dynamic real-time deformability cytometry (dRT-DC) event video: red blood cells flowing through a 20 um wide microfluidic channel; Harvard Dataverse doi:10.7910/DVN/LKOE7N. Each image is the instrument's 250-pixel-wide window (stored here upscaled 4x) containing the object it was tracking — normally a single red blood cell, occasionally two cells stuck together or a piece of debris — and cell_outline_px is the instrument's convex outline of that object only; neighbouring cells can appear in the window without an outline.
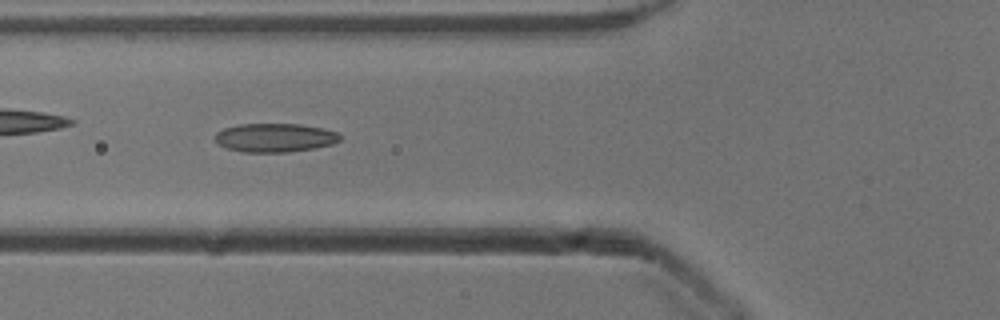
{"species": "common noctule bat (a hibernating species)", "species_latin": "Nyctalus noctula", "temperature_condition": "cold", "stored_images_in_passage": 43, "camera_frame_rate_fps": 3000, "um_per_image_px": 0.085, "animal": {"sex": "male", "body_mass_g": 13.3}, "frame": {"image": 1, "passage_image": 10, "time_ms": 3.0, "image_size_px": [1000, 320], "cell_outline_px": [[340, 140], [332, 144], [312, 148], [288, 152], [240, 152], [228, 148], [220, 144], [216, 140], [216, 132], [224, 128], [240, 124], [300, 124], [324, 128], [336, 132], [340, 136]], "centroid_in_image_um": [23.37, 11.7], "position_along_channel_um": 102.4, "area_um2": 20.75}}
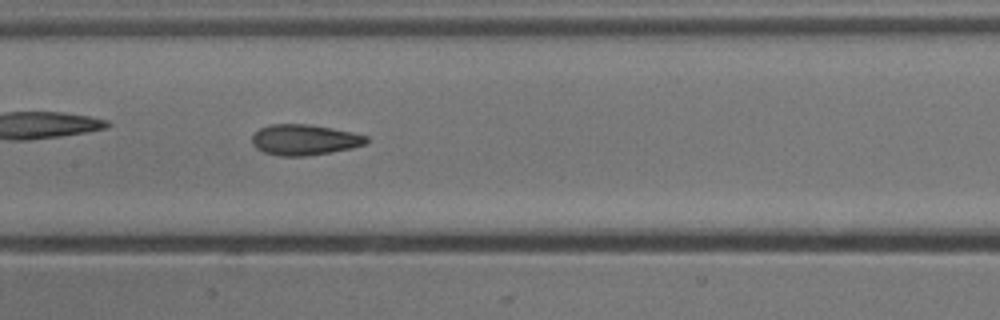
{"frame": {"image": 2, "passage_image": 16, "time_ms": 5.0, "image_size_px": [1000, 320], "cell_outline_px": [[368, 140], [364, 144], [352, 148], [332, 152], [304, 156], [280, 156], [264, 152], [256, 148], [252, 144], [252, 136], [260, 128], [268, 124], [308, 124], [352, 132], [368, 136]], "centroid_in_image_um": [25.86, 11.88], "position_along_channel_um": 181.5, "area_um2": 20.4}}
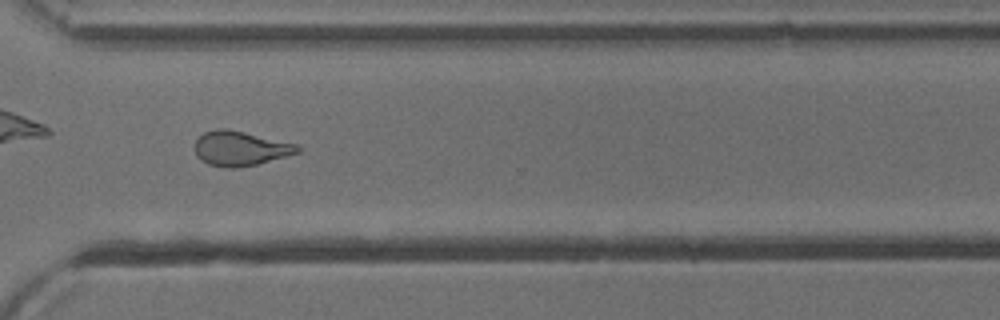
{"frame": {"image": 3, "passage_image": 29, "time_ms": 9.333, "image_size_px": [1000, 320], "cell_outline_px": [[300, 152], [256, 164], [236, 168], [224, 168], [208, 164], [200, 160], [196, 156], [196, 140], [204, 132], [216, 128], [228, 128], [300, 144]], "centroid_in_image_um": [20.43, 12.6], "position_along_channel_um": 350.2, "area_um2": 20.92}, "authors_computed_cell_mechanics": {"area_um2": 20.7502, "velocity_mm_per_s": 3.9107, "shape_relaxation_time_tau1_ms": null, "shape_relaxation_time_tau2_ms": 3.1303, "deformation_change_tau1": null, "deformation_change_tau2": 0.1024}}